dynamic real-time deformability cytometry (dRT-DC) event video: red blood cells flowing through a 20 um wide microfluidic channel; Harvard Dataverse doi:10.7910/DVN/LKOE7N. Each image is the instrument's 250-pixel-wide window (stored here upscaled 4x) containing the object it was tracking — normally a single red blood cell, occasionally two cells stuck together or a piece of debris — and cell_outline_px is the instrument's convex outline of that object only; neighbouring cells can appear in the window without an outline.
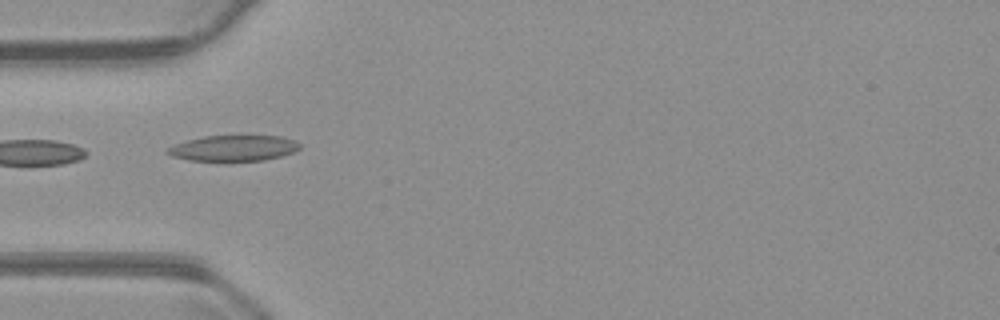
{"species": "common noctule bat (a hibernating species)", "species_latin": "Nyctalus noctula", "temperature_condition": "warm", "stored_images_in_passage": 3, "camera_frame_rate_fps": 3000, "um_per_image_px": 0.085, "animal": {"sex": "male", "body_mass_g": 23.1, "forearm_length_mm": 52.7}, "frame": {"image": 1, "passage_image": 1, "time_ms": 0.0, "image_size_px": [1000, 320], "cell_outline_px": [[300, 148], [296, 152], [264, 160], [188, 160], [172, 156], [164, 152], [168, 148], [176, 144], [188, 140], [204, 136], [280, 136], [296, 140], [300, 144]], "centroid_in_image_um": [19.89, 12.58], "position_along_channel_um": 65.1, "area_um2": 19.65}}